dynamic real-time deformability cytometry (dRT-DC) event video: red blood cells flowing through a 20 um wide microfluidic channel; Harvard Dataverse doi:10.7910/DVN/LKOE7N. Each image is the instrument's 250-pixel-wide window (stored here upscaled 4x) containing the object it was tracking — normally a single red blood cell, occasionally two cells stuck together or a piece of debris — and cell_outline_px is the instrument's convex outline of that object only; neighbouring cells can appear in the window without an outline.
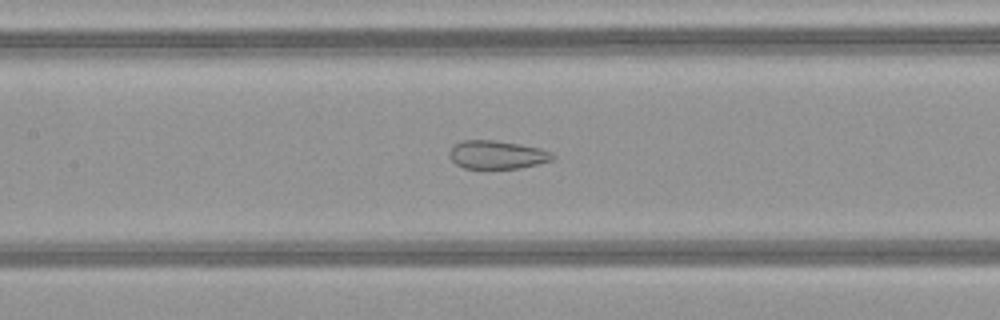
{"species": "common noctule bat (a hibernating species)", "species_latin": "Nyctalus noctula", "temperature_condition": "warm", "stored_images_in_passage": 50, "camera_frame_rate_fps": 3000, "um_per_image_px": 0.085, "animal": {"sex": "female", "body_mass_g": 21.9}, "frame": {"image": 1, "passage_image": 24, "time_ms": 7.667, "image_size_px": [1000, 320], "cell_outline_px": [[556, 156], [552, 160], [520, 168], [464, 168], [456, 164], [448, 156], [448, 152], [452, 144], [464, 140], [496, 140], [520, 144], [540, 148], [552, 152]], "centroid_in_image_um": [42.22, 13.14], "position_along_channel_um": 165.2, "area_um2": 17.17}}
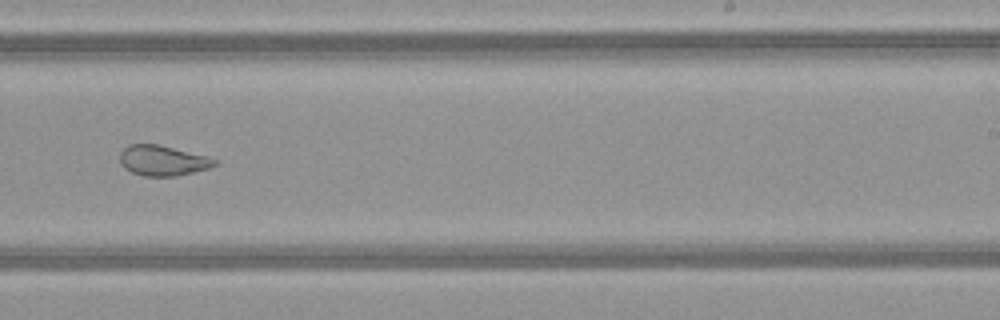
{"frame": {"image": 2, "passage_image": 32, "time_ms": 10.333, "image_size_px": [1000, 320], "cell_outline_px": [[220, 164], [208, 168], [176, 176], [144, 176], [132, 172], [124, 168], [120, 164], [120, 152], [128, 144], [156, 144], [208, 156], [220, 160]], "centroid_in_image_um": [13.85, 13.65], "position_along_channel_um": 275.1, "area_um2": 16.82}}
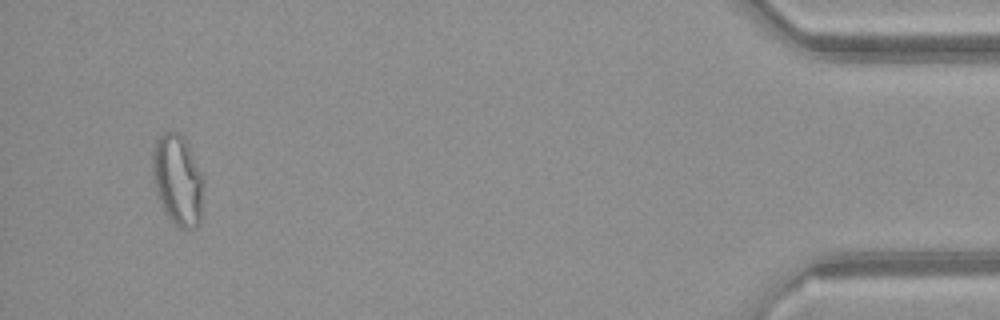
{"frame": {"image": 3, "passage_image": 48, "time_ms": 15.667, "image_size_px": [1000, 320], "cell_outline_px": [[204, 184], [200, 224], [196, 228], [180, 228], [168, 220], [160, 200], [156, 188], [152, 172], [152, 152], [156, 140], [164, 132], [176, 132], [188, 144], [204, 176]], "centroid_in_image_um": [15.13, 15.33], "position_along_channel_um": 420.1, "area_um2": 27.17}, "authors_computed_cell_mechanics": {"area_um2": 24.1315, "velocity_mm_per_s": 4.1426, "shape_relaxation_time_tau1_ms": null, "shape_relaxation_time_tau2_ms": 1.0939, "deformation_change_tau1": null, "deformation_change_tau2": 0.0741}}